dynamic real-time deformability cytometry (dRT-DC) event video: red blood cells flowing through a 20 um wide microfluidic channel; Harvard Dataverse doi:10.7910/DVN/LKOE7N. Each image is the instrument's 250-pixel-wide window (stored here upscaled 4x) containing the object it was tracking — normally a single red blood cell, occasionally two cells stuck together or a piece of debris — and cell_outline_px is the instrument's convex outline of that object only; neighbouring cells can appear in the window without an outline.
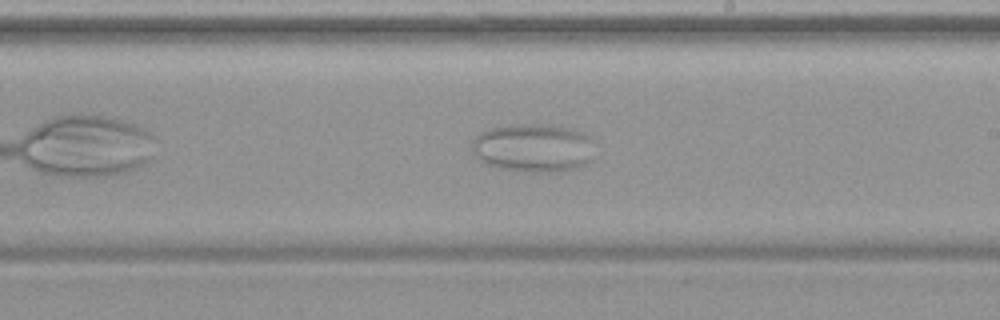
{"species": "common noctule bat (a hibernating species)", "species_latin": "Nyctalus noctula", "temperature_condition": "warm", "stored_images_in_passage": 39, "camera_frame_rate_fps": 3000, "um_per_image_px": 0.085, "animal": {"sex": "female", "body_mass_g": 19.9}, "frame": {"image": 1, "passage_image": 17, "time_ms": 5.333, "image_size_px": [1000, 320], "cell_outline_px": [[592, 160], [584, 164], [560, 172], [536, 172], [500, 168], [488, 164], [480, 160], [472, 152], [472, 140], [480, 132], [492, 128], [512, 124], [544, 124], [568, 128], [580, 132], [588, 136], [592, 140]], "centroid_in_image_um": [45.31, 12.56], "position_along_channel_um": 243.7, "area_um2": 34.45}}
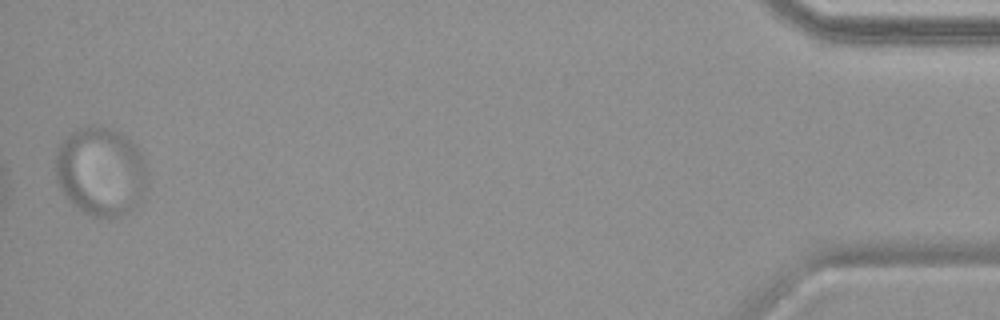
{"frame": {"image": 2, "passage_image": 39, "time_ms": 12.667, "image_size_px": [1000, 320], "cell_outline_px": [[148, 184], [144, 196], [140, 204], [136, 208], [124, 216], [112, 220], [104, 220], [92, 216], [84, 212], [68, 200], [56, 184], [56, 148], [60, 140], [72, 132], [80, 128], [92, 124], [100, 124], [112, 128], [128, 136], [136, 144], [148, 168]], "centroid_in_image_um": [8.61, 14.59], "position_along_channel_um": 426.6, "area_um2": 49.59}}